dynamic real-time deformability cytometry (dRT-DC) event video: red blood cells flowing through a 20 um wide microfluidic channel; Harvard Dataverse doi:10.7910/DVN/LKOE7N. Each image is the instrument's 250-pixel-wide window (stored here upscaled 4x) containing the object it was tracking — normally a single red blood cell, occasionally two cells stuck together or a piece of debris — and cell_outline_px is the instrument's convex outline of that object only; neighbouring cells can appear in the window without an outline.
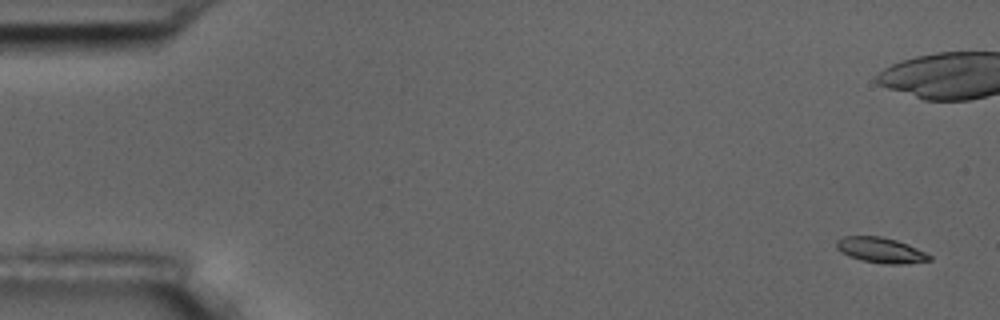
{"species": "common noctule bat (a hibernating species)", "species_latin": "Nyctalus noctula", "temperature_condition": "room temperature", "stored_images_in_passage": 6, "camera_frame_rate_fps": 3000, "um_per_image_px": 0.085, "animal": {"sex": "male", "body_mass_g": 17.5, "forearm_length_mm": 52.3}, "frame": {"image": 1, "passage_image": 1, "time_ms": 0.0, "image_size_px": [1000, 320], "cell_outline_px": [[932, 260], [900, 264], [888, 264], [864, 260], [848, 256], [836, 248], [836, 240], [844, 236], [880, 236], [896, 240], [908, 244], [932, 256]], "centroid_in_image_um": [74.85, 21.25], "position_along_channel_um": 10.1, "area_um2": 13.58}}